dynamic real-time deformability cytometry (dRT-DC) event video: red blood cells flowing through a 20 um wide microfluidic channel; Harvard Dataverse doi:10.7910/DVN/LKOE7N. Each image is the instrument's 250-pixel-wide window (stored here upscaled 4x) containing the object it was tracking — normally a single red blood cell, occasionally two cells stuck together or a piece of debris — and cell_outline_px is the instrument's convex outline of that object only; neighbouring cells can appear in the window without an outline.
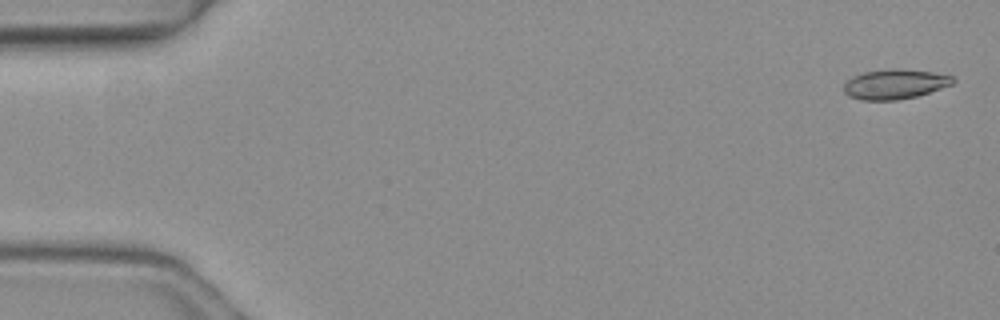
{"species": "common noctule bat (a hibernating species)", "species_latin": "Nyctalus noctula", "temperature_condition": "warm", "stored_images_in_passage": 2, "camera_frame_rate_fps": 3000, "um_per_image_px": 0.085, "animal": {"sex": "female", "body_mass_g": 19.3, "forearm_length_mm": 54.1}, "frame": {"image": 1, "passage_image": 1, "time_ms": 0.0, "image_size_px": [1000, 320], "cell_outline_px": [[956, 80], [952, 84], [916, 96], [896, 100], [860, 100], [844, 92], [844, 84], [852, 76], [864, 72], [932, 72], [952, 76]], "centroid_in_image_um": [76.04, 7.21], "position_along_channel_um": 9.0, "area_um2": 17.69}}